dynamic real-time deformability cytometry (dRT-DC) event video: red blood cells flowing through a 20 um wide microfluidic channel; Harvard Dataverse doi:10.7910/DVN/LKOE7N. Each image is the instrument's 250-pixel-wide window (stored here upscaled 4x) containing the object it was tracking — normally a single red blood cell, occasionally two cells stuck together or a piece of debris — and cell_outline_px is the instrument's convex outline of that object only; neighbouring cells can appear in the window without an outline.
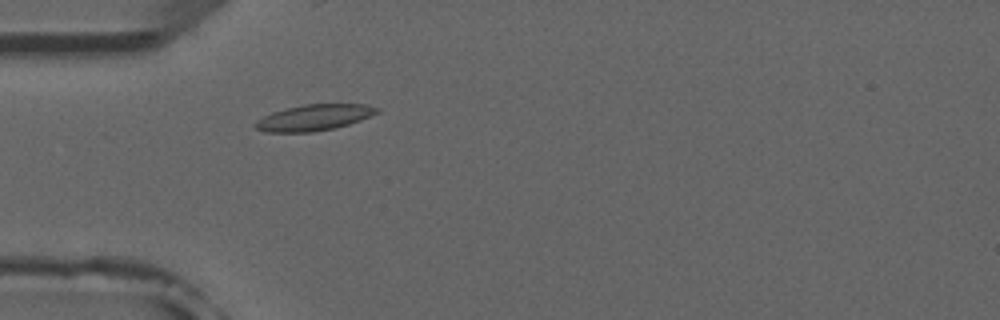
{"species": "common noctule bat (a hibernating species)", "species_latin": "Nyctalus noctula", "temperature_condition": "room temperature", "stored_images_in_passage": 3, "camera_frame_rate_fps": 3000, "um_per_image_px": 0.085, "animal": {"sex": "male", "forearm_length_mm": 52.5}, "frame": {"image": 1, "passage_image": 3, "time_ms": 2.333, "image_size_px": [1000, 320], "cell_outline_px": [[380, 112], [360, 120], [348, 124], [332, 128], [312, 132], [264, 132], [256, 128], [252, 124], [256, 120], [272, 112], [304, 104], [368, 104], [380, 108]], "centroid_in_image_um": [26.69, 9.99], "position_along_channel_um": 58.3, "area_um2": 18.44}}